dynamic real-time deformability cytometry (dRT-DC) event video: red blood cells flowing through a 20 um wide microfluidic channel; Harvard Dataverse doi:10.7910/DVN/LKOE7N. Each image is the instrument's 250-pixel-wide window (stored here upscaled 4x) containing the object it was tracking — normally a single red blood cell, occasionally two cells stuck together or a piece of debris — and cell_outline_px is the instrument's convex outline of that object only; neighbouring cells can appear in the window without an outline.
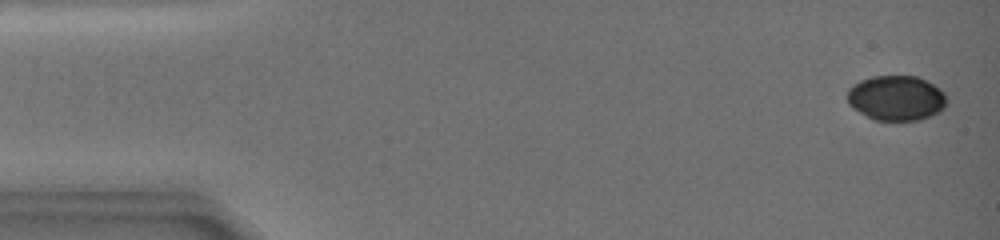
{"species": "common noctule bat (a hibernating species)", "species_latin": "Nyctalus noctula", "temperature_condition": "warm", "stored_images_in_passage": 5, "camera_frame_rate_fps": 3000, "um_per_image_px": 0.085, "animal": {"sex": "female", "body_mass_g": 19.0, "forearm_length_mm": 51.5}, "frame": {"image": 1, "passage_image": 1, "time_ms": 0.0, "image_size_px": [1000, 240], "cell_outline_px": [[944, 104], [936, 112], [912, 120], [880, 120], [868, 116], [856, 108], [848, 100], [848, 92], [856, 84], [864, 80], [876, 76], [916, 76], [932, 84], [944, 96]], "centroid_in_image_um": [76.15, 8.31], "position_along_channel_um": 8.8, "area_um2": 24.45}}